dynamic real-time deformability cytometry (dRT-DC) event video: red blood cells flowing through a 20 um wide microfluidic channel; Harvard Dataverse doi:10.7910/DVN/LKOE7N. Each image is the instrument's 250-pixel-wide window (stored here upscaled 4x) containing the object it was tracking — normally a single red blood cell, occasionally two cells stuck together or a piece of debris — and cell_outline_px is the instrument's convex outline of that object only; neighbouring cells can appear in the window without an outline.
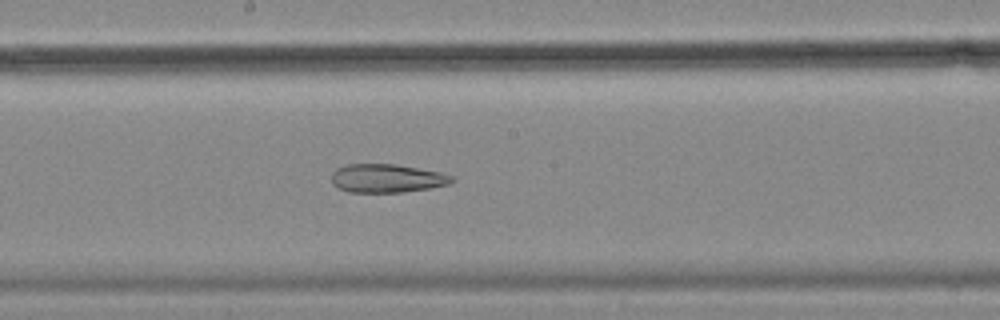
{"species": "common noctule bat (a hibernating species)", "species_latin": "Nyctalus noctula", "temperature_condition": "cold", "stored_images_in_passage": 56, "camera_frame_rate_fps": 3000, "um_per_image_px": 0.085, "animal": {"sex": "female", "body_mass_g": 18.4}, "frame": {"image": 1, "passage_image": 30, "time_ms": 9.667, "image_size_px": [1000, 320], "cell_outline_px": [[456, 180], [448, 184], [428, 188], [404, 192], [348, 192], [336, 188], [332, 184], [332, 172], [336, 168], [344, 164], [396, 164], [440, 172], [456, 176]], "centroid_in_image_um": [32.87, 15.15], "position_along_channel_um": 215.3, "area_um2": 20.23}}
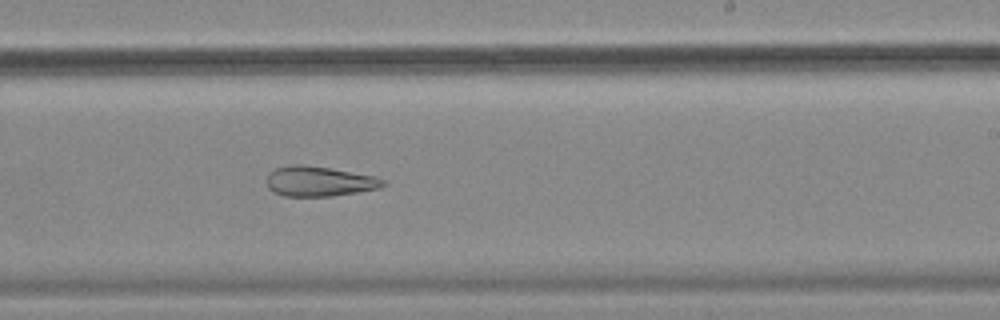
{"frame": {"image": 2, "passage_image": 34, "time_ms": 11.0, "image_size_px": [1000, 320], "cell_outline_px": [[388, 184], [380, 188], [332, 196], [284, 196], [268, 188], [268, 172], [276, 168], [292, 164], [300, 164], [328, 168], [376, 176], [388, 180]], "centroid_in_image_um": [27.18, 15.41], "position_along_channel_um": 261.8, "area_um2": 20.35}}
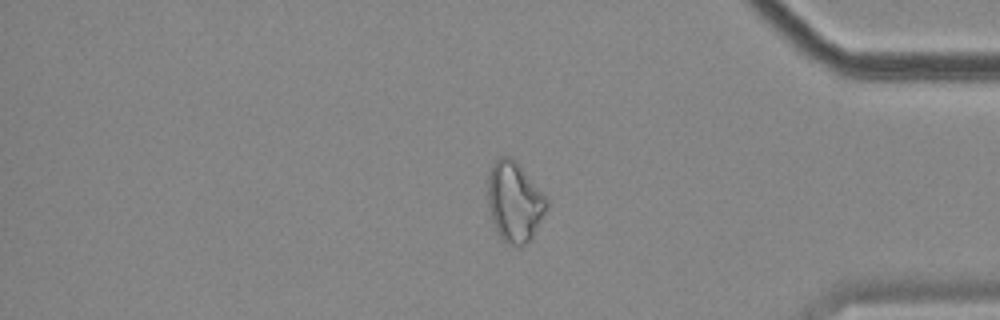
{"frame": {"image": 3, "passage_image": 47, "time_ms": 15.333, "image_size_px": [1000, 320], "cell_outline_px": [[548, 204], [532, 240], [520, 248], [508, 244], [500, 240], [492, 220], [488, 204], [488, 172], [492, 164], [500, 156], [508, 156], [516, 160], [548, 200]], "centroid_in_image_um": [43.71, 17.19], "position_along_channel_um": 391.5, "area_um2": 27.69}, "authors_computed_cell_mechanics": {"area_um2": 27.8885, "velocity_mm_per_s": 3.5121, "shape_relaxation_time_tau1_ms": null, "shape_relaxation_time_tau2_ms": 6.2096, "deformation_change_tau1": null, "deformation_change_tau2": 0.1768}}